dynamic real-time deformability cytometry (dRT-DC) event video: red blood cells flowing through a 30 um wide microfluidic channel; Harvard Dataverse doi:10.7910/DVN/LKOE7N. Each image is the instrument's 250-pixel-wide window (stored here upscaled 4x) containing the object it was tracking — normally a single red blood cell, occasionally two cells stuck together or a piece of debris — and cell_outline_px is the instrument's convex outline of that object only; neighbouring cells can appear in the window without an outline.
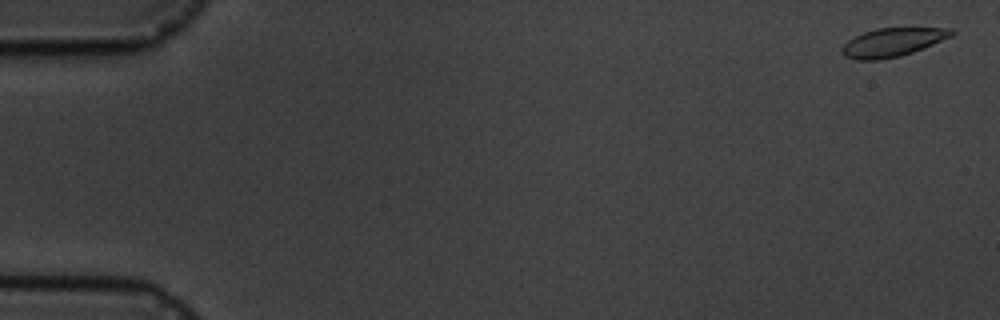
{"species": "common noctule bat (a hibernating species)", "species_latin": "Nyctalus noctula", "temperature_condition": "cold", "stored_images_in_passage": 11, "camera_frame_rate_fps": 3000, "um_per_image_px": 0.085, "animal": {"sex": "male", "body_mass_g": 19.5, "forearm_length_mm": 54.6}, "frame": {"image": 1, "passage_image": 1, "time_ms": 0.0, "image_size_px": [1000, 320], "cell_outline_px": [[956, 32], [952, 36], [924, 48], [900, 56], [880, 60], [856, 60], [844, 56], [840, 52], [840, 48], [848, 40], [864, 32], [876, 28], [952, 28]], "centroid_in_image_um": [75.85, 3.6], "position_along_channel_um": 9.2, "area_um2": 18.32}}
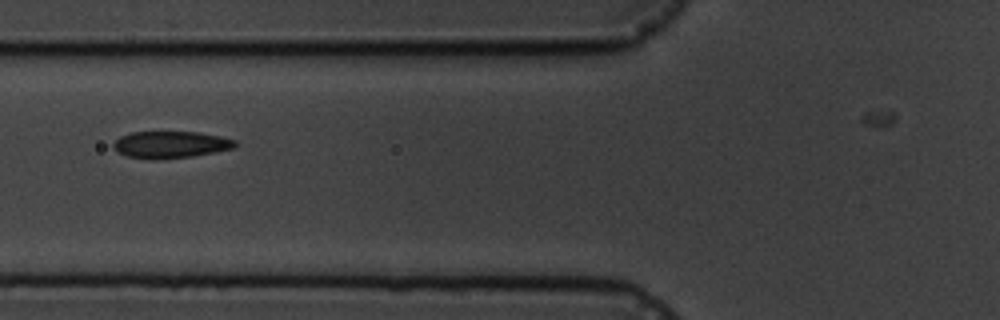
{"frame": {"image": 2, "passage_image": 7, "time_ms": 7.0, "image_size_px": [1000, 320], "cell_outline_px": [[236, 144], [232, 148], [192, 156], [128, 156], [116, 152], [112, 148], [112, 144], [120, 136], [132, 132], [200, 132], [220, 136], [236, 140]], "centroid_in_image_um": [14.49, 12.23], "position_along_channel_um": 111.3, "area_um2": 18.09}}
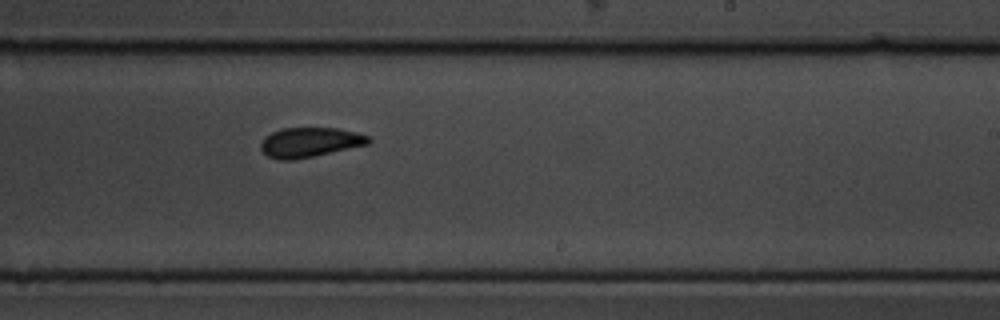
{"frame": {"image": 3, "passage_image": 11, "time_ms": 11.333, "image_size_px": [1000, 320], "cell_outline_px": [[372, 140], [368, 144], [312, 156], [292, 160], [280, 160], [268, 156], [260, 148], [260, 144], [264, 136], [280, 128], [340, 128], [356, 132], [368, 136]], "centroid_in_image_um": [26.31, 12.08], "position_along_channel_um": 262.7, "area_um2": 18.55}}